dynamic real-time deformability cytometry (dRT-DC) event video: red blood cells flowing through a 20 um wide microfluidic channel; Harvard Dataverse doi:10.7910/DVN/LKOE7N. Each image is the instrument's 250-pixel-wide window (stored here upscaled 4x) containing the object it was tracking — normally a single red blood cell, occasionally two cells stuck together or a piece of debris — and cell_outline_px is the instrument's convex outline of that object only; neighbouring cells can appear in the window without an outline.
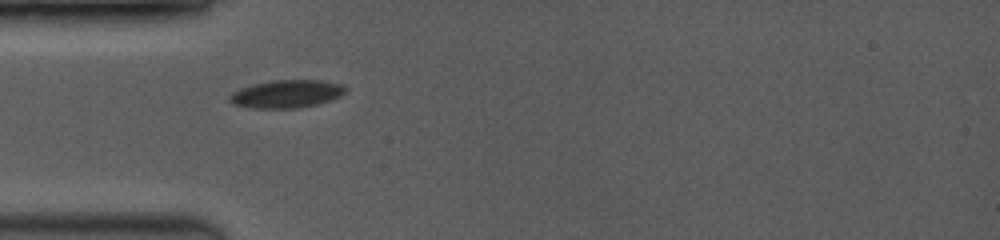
{"species": "common noctule bat (a hibernating species)", "species_latin": "Nyctalus noctula", "temperature_condition": "room temperature", "stored_images_in_passage": 5, "camera_frame_rate_fps": 3500, "um_per_image_px": 0.085, "animal": {"sex": "female", "body_mass_g": 19.0, "forearm_length_mm": 53.3}, "frame": {"image": 1, "passage_image": 1, "time_ms": 0.0, "image_size_px": [1000, 240], "cell_outline_px": [[348, 88], [340, 96], [316, 104], [296, 108], [252, 108], [232, 104], [228, 100], [228, 96], [232, 92], [240, 88], [272, 80], [320, 80], [340, 84]], "centroid_in_image_um": [24.31, 7.98], "position_along_channel_um": 60.7, "area_um2": 18.67}}
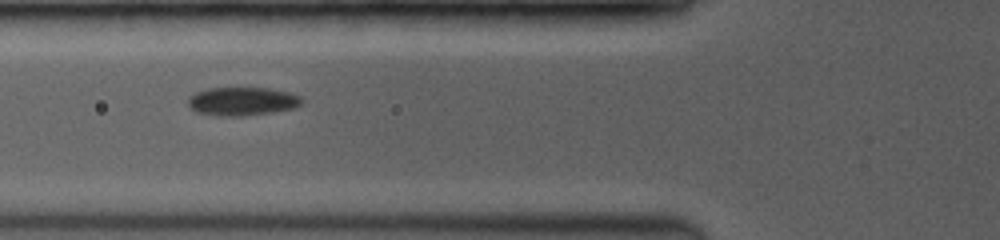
{"frame": {"image": 2, "passage_image": 3, "time_ms": 1.143, "image_size_px": [1000, 240], "cell_outline_px": [[300, 104], [296, 108], [272, 112], [240, 116], [220, 116], [196, 112], [188, 104], [188, 96], [196, 92], [208, 88], [268, 88], [288, 92], [300, 96]], "centroid_in_image_um": [20.56, 8.61], "position_along_channel_um": 105.2, "area_um2": 18.73}}
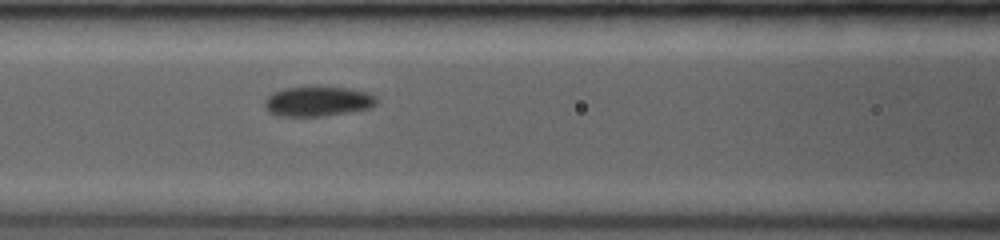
{"frame": {"image": 3, "passage_image": 5, "time_ms": 2.0, "image_size_px": [1000, 240], "cell_outline_px": [[380, 100], [372, 108], [352, 112], [324, 116], [276, 116], [268, 112], [264, 104], [264, 100], [272, 92], [284, 88], [352, 88], [368, 92], [376, 96]], "centroid_in_image_um": [27.06, 8.64], "position_along_channel_um": 139.5, "area_um2": 19.65}}